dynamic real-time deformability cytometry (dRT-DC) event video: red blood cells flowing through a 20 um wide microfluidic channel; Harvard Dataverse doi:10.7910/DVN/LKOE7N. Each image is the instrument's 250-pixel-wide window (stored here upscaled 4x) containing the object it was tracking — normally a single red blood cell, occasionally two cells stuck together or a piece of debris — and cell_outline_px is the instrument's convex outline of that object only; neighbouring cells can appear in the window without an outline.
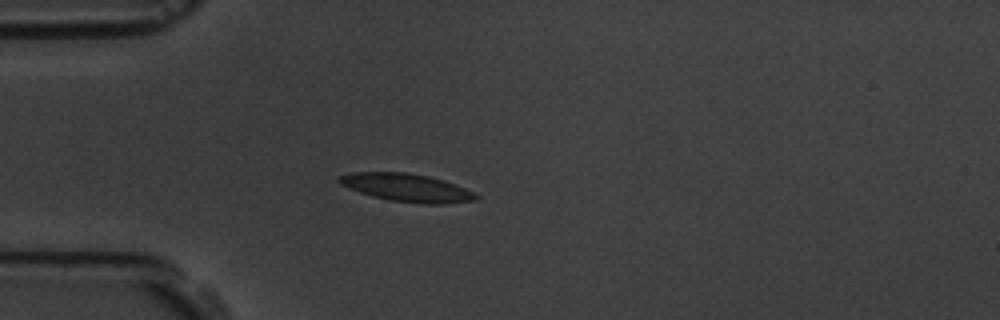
{"species": "common noctule bat (a hibernating species)", "species_latin": "Nyctalus noctula", "temperature_condition": "room temperature", "stored_images_in_passage": 4, "camera_frame_rate_fps": 3000, "um_per_image_px": 0.085, "animal": {"sex": "male", "body_mass_g": 19.5, "forearm_length_mm": 54.6}, "frame": {"image": 1, "passage_image": 3, "time_ms": 3.333, "image_size_px": [1000, 320], "cell_outline_px": [[480, 196], [476, 200], [444, 204], [420, 204], [392, 200], [372, 196], [360, 192], [340, 184], [336, 180], [336, 176], [352, 172], [404, 172], [428, 176], [444, 180], [476, 192]], "centroid_in_image_um": [34.59, 15.95], "position_along_channel_um": 50.4, "area_um2": 22.43}}